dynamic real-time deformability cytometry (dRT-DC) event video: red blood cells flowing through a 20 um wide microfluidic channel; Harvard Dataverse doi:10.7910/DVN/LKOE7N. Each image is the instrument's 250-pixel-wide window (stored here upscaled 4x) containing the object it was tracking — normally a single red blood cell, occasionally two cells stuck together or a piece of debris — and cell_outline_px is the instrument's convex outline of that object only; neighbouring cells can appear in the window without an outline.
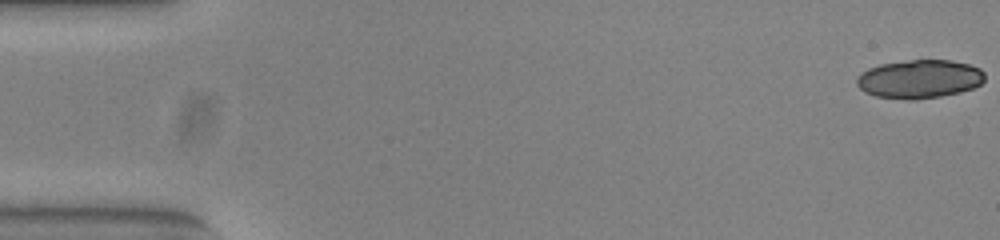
{"species": "common noctule bat (a hibernating species)", "species_latin": "Nyctalus noctula", "temperature_condition": "warm", "stored_images_in_passage": 50, "camera_frame_rate_fps": 3000, "um_per_image_px": 0.085, "animal": {"sex": "female", "body_mass_g": 23.0, "forearm_length_mm": 53.4}, "frame": {"image": 1, "passage_image": 1, "time_ms": 0.0, "image_size_px": [1000, 240], "cell_outline_px": [[984, 80], [980, 84], [972, 88], [960, 92], [940, 96], [916, 100], [908, 100], [876, 96], [864, 92], [856, 84], [856, 80], [860, 72], [868, 68], [880, 64], [912, 60], [952, 60], [968, 64], [980, 68], [984, 72]], "centroid_in_image_um": [78.13, 6.72], "position_along_channel_um": 6.9, "area_um2": 28.84}}
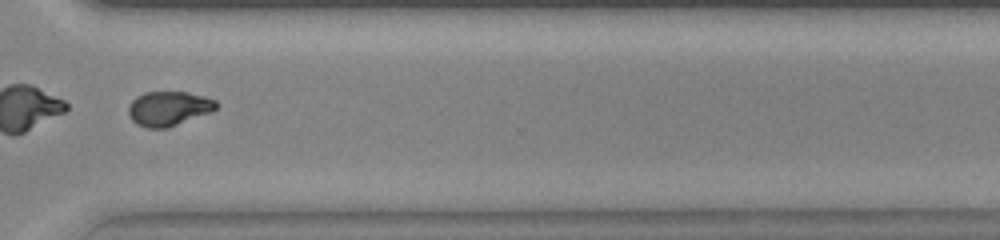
{"frame": {"image": 2, "passage_image": 40, "time_ms": 13.0, "image_size_px": [1000, 240], "cell_outline_px": [[220, 104], [212, 112], [168, 128], [148, 128], [136, 124], [132, 120], [128, 112], [128, 108], [132, 100], [136, 96], [144, 92], [188, 92], [204, 96], [216, 100]], "centroid_in_image_um": [14.36, 9.22], "position_along_channel_um": 356.2, "area_um2": 17.86}, "authors_computed_cell_mechanics": {"area_um2": 19.2763, "velocity_mm_per_s": 3.8878, "shape_relaxation_time_tau1_ms": 6.5913, "shape_relaxation_time_tau2_ms": 1.7463, "deformation_change_tau1": 0.1991, "deformation_change_tau2": 0.0556}}